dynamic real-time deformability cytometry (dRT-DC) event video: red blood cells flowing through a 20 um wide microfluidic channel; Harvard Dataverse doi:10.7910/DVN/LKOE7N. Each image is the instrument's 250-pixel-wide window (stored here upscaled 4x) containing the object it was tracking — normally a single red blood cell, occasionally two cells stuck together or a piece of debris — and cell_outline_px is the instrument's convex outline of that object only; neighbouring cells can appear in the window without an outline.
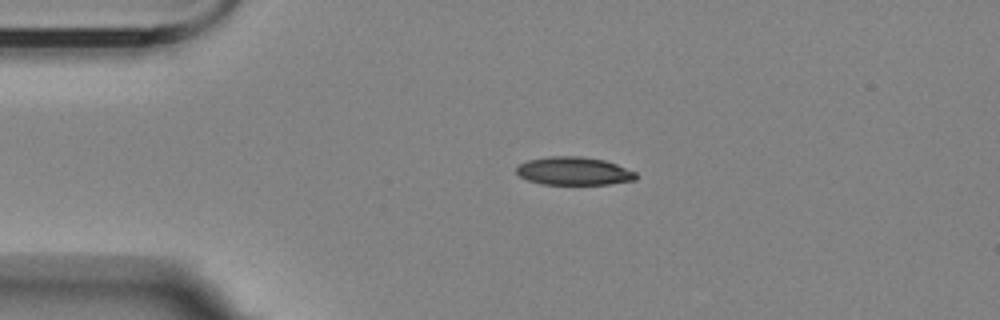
{"species": "Egyptian fruit bat (a non-hibernating species)", "species_latin": "Rousettus aegyptiacus", "temperature_condition": "room temperature", "stored_images_in_passage": 4, "camera_frame_rate_fps": 3000, "um_per_image_px": 0.085, "animal": {"sex": "female"}, "frame": {"image": 1, "passage_image": 4, "time_ms": 5.0, "image_size_px": [1000, 320], "cell_outline_px": [[636, 180], [608, 184], [540, 184], [528, 180], [520, 176], [516, 172], [516, 168], [520, 164], [528, 160], [552, 156], [580, 156], [604, 160], [616, 164], [636, 172]], "centroid_in_image_um": [48.77, 14.54], "position_along_channel_um": 36.2, "area_um2": 19.48}}